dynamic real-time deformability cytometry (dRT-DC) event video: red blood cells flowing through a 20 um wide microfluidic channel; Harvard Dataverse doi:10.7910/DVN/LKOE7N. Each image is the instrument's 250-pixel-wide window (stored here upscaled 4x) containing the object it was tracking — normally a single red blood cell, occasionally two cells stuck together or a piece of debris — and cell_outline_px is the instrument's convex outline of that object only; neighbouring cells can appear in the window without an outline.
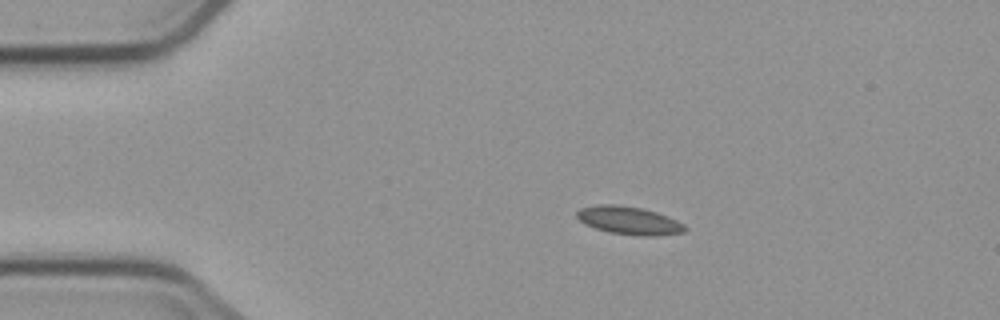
{"species": "common noctule bat (a hibernating species)", "species_latin": "Nyctalus noctula", "temperature_condition": "cold", "stored_images_in_passage": 7, "camera_frame_rate_fps": 3000, "um_per_image_px": 0.085, "animal": {"sex": "male", "body_mass_g": 23.1, "forearm_length_mm": 52.7}, "frame": {"image": 1, "passage_image": 3, "time_ms": 2.333, "image_size_px": [1000, 320], "cell_outline_px": [[688, 228], [684, 232], [652, 236], [640, 236], [612, 232], [596, 228], [584, 224], [576, 216], [576, 212], [580, 208], [596, 204], [616, 204], [640, 208], [656, 212], [668, 216], [684, 224]], "centroid_in_image_um": [53.46, 18.73], "position_along_channel_um": 31.5, "area_um2": 17.57}}
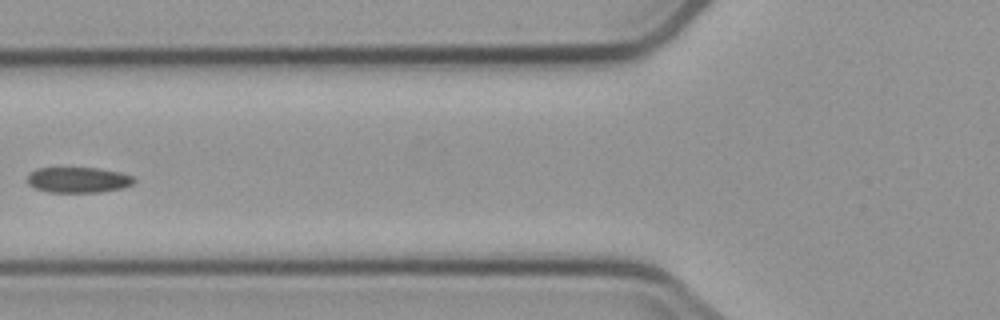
{"frame": {"image": 2, "passage_image": 6, "time_ms": 6.0, "image_size_px": [1000, 320], "cell_outline_px": [[136, 180], [132, 184], [124, 188], [100, 192], [48, 192], [36, 188], [28, 184], [24, 180], [28, 172], [36, 168], [96, 168], [120, 172], [132, 176]], "centroid_in_image_um": [6.6, 15.29], "position_along_channel_um": 119.2, "area_um2": 16.13}}
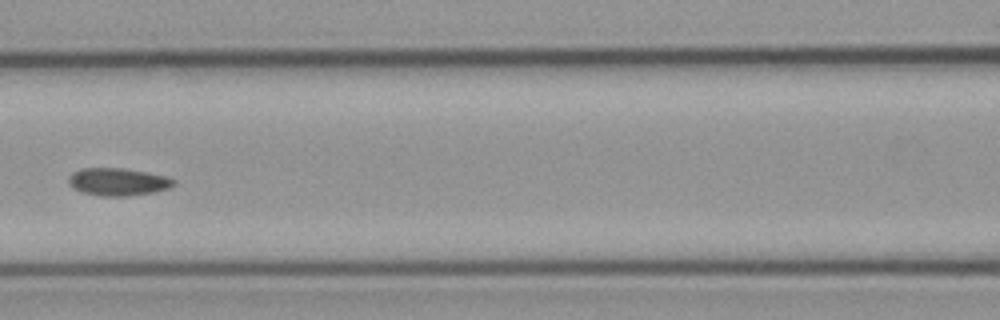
{"frame": {"image": 3, "passage_image": 7, "time_ms": 7.0, "image_size_px": [1000, 320], "cell_outline_px": [[176, 184], [168, 188], [152, 192], [128, 196], [100, 196], [84, 192], [72, 188], [68, 184], [68, 176], [72, 172], [80, 168], [120, 168], [148, 172], [168, 176], [176, 180]], "centroid_in_image_um": [10.01, 15.44], "position_along_channel_um": 156.6, "area_um2": 17.05}}